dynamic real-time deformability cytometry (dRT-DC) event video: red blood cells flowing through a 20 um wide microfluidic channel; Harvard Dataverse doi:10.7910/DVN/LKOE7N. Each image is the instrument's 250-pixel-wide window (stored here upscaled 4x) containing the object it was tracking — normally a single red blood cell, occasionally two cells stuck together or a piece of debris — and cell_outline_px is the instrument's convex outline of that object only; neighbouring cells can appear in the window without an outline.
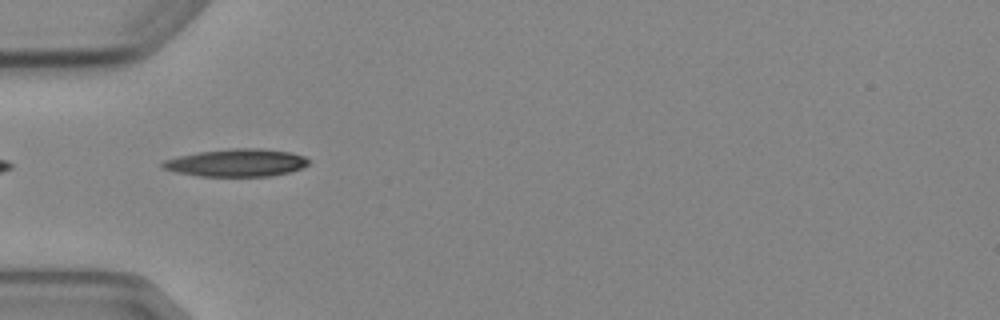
{"species": "Egyptian fruit bat (a non-hibernating species)", "species_latin": "Rousettus aegyptiacus", "temperature_condition": "cold", "stored_images_in_passage": 3, "camera_frame_rate_fps": 3000, "um_per_image_px": 0.085, "animal": {"sex": "female"}, "frame": {"image": 1, "passage_image": 1, "time_ms": 0.0, "image_size_px": [1000, 320], "cell_outline_px": [[308, 164], [300, 168], [288, 172], [272, 176], [200, 176], [176, 172], [160, 168], [160, 164], [164, 160], [196, 152], [232, 148], [260, 148], [292, 152], [304, 156], [308, 160]], "centroid_in_image_um": [20.08, 13.83], "position_along_channel_um": 64.9, "area_um2": 23.52}}
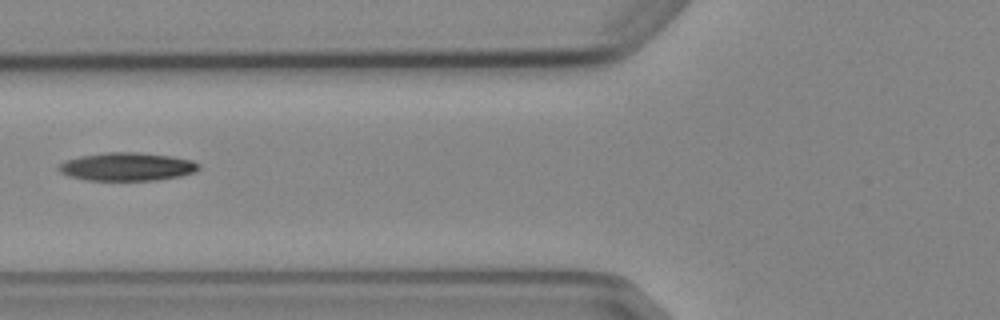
{"frame": {"image": 2, "passage_image": 2, "time_ms": 1.333, "image_size_px": [1000, 320], "cell_outline_px": [[200, 168], [196, 172], [180, 176], [156, 180], [84, 180], [68, 176], [60, 172], [56, 168], [64, 160], [80, 156], [104, 152], [140, 152], [168, 156], [192, 160], [200, 164]], "centroid_in_image_um": [10.77, 14.17], "position_along_channel_um": 115.0, "area_um2": 23.18}}